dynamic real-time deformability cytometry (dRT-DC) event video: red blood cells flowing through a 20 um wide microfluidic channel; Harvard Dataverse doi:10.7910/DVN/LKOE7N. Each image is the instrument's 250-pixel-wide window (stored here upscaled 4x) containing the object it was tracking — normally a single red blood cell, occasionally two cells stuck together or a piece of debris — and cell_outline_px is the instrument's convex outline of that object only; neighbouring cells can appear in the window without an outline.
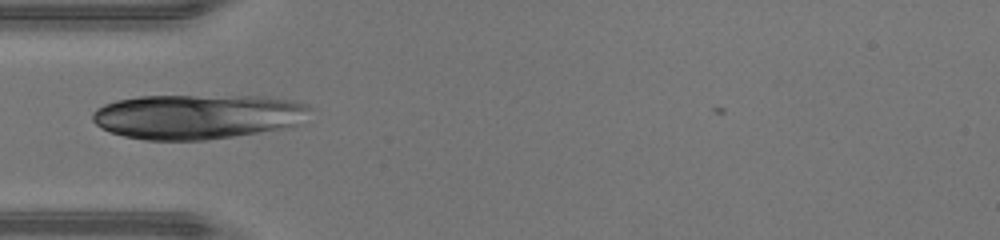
{"species": "human", "species_latin": "Homo sapiens", "temperature_condition": "warm", "stored_images_in_passage": 15, "camera_frame_rate_fps": 3000, "um_per_image_px": 0.085, "donor": {"sex": "male"}, "frame": {"image": 1, "passage_image": 13, "time_ms": 4.0, "image_size_px": [1000, 240], "cell_outline_px": [[312, 108], [296, 124], [284, 128], [208, 140], [144, 140], [124, 136], [100, 128], [92, 120], [92, 112], [96, 108], [104, 104], [116, 100], [140, 96], [264, 96], [296, 100], [308, 104]], "centroid_in_image_um": [16.76, 9.9], "position_along_channel_um": 68.2, "area_um2": 56.93}}